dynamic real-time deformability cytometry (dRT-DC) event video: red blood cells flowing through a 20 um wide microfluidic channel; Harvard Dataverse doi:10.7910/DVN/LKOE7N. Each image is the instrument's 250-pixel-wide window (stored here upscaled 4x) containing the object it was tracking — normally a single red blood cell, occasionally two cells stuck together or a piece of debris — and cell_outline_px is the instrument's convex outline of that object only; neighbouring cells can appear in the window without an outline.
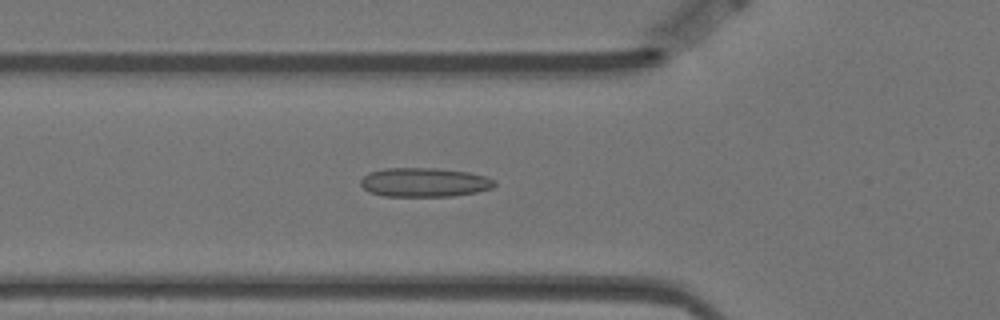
{"species": "Egyptian fruit bat (a non-hibernating species)", "species_latin": "Rousettus aegyptiacus", "temperature_condition": "warm", "stored_images_in_passage": 57, "camera_frame_rate_fps": 3000, "um_per_image_px": 0.085, "animal": {"sex": "female"}, "frame": {"image": 1, "passage_image": 19, "time_ms": 6.0, "image_size_px": [1000, 320], "cell_outline_px": [[496, 184], [492, 188], [476, 192], [452, 196], [384, 196], [368, 192], [360, 184], [360, 180], [368, 172], [384, 168], [436, 168], [468, 172], [484, 176], [496, 180]], "centroid_in_image_um": [36.05, 15.49], "position_along_channel_um": 89.8, "area_um2": 22.77}}
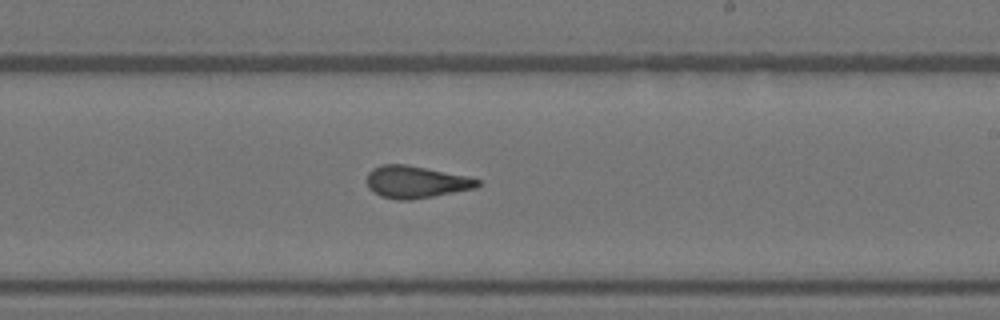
{"frame": {"image": 2, "passage_image": 33, "time_ms": 10.667, "image_size_px": [1000, 320], "cell_outline_px": [[480, 184], [476, 188], [432, 196], [408, 200], [396, 200], [380, 196], [372, 192], [368, 188], [368, 172], [372, 168], [380, 164], [408, 164], [464, 176], [480, 180]], "centroid_in_image_um": [35.29, 15.46], "position_along_channel_um": 253.7, "area_um2": 20.63}}
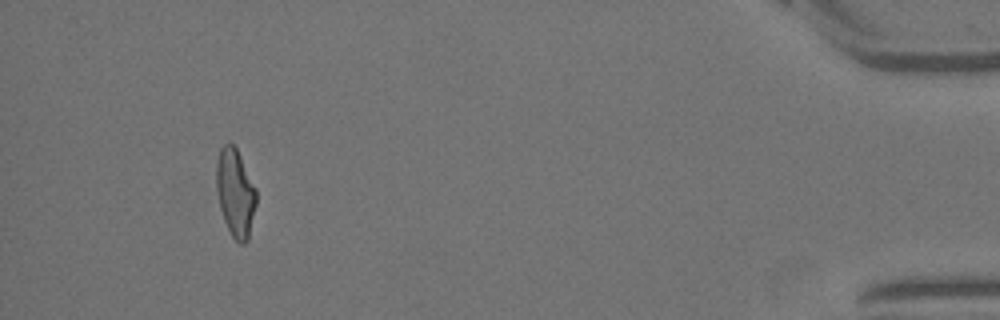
{"frame": {"image": 3, "passage_image": 53, "time_ms": 17.333, "image_size_px": [1000, 320], "cell_outline_px": [[256, 204], [248, 240], [244, 244], [240, 244], [232, 236], [224, 220], [220, 208], [216, 188], [216, 160], [220, 148], [228, 140], [236, 148], [256, 188]], "centroid_in_image_um": [19.99, 16.37], "position_along_channel_um": 415.2, "area_um2": 20.46}, "authors_computed_cell_mechanics": {"area_um2": 20.8658, "velocity_mm_per_s": 3.5006, "shape_relaxation_time_tau1_ms": null, "shape_relaxation_time_tau2_ms": 1.7814, "deformation_change_tau1": null, "deformation_change_tau2": 0.1098}}